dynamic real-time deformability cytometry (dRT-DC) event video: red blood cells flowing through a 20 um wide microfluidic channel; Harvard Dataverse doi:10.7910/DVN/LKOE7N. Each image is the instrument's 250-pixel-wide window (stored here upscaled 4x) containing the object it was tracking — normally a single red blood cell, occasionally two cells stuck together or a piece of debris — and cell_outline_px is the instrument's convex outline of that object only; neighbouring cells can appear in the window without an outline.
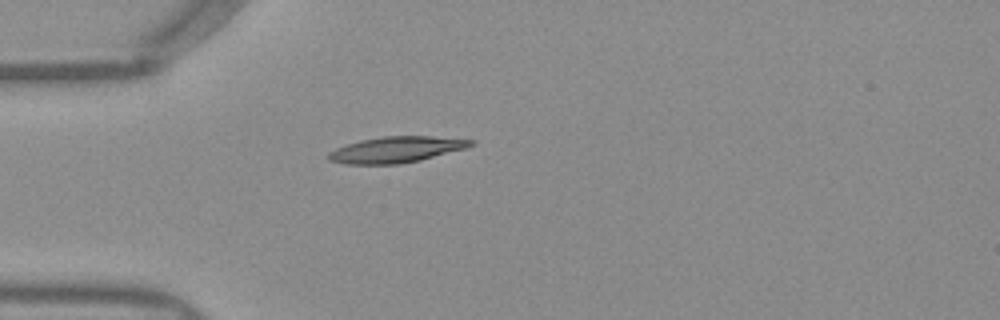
{"species": "Egyptian fruit bat (a non-hibernating species)", "species_latin": "Rousettus aegyptiacus", "temperature_condition": "warm", "stored_images_in_passage": 38, "camera_frame_rate_fps": 3000, "um_per_image_px": 0.085, "frame": {"image": 1, "passage_image": 1, "time_ms": 0.0, "image_size_px": [1000, 320], "cell_outline_px": [[476, 144], [464, 148], [420, 160], [400, 164], [344, 164], [328, 160], [328, 152], [344, 144], [360, 140], [384, 136], [432, 136], [476, 140]], "centroid_in_image_um": [33.65, 12.71], "position_along_channel_um": 51.4, "area_um2": 21.62}}
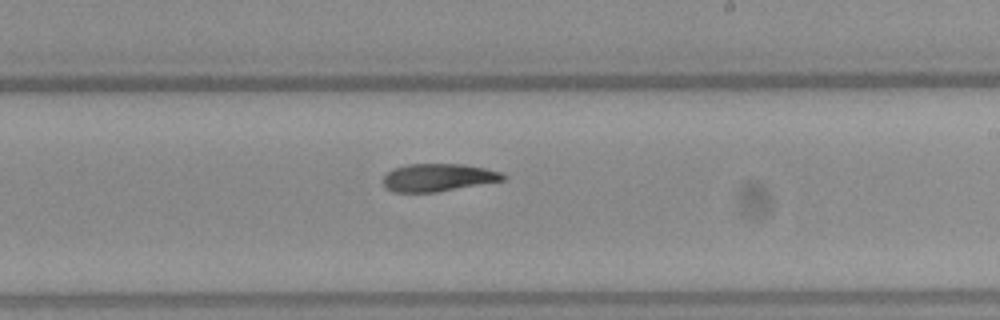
{"frame": {"image": 2, "passage_image": 17, "time_ms": 5.333, "image_size_px": [1000, 320], "cell_outline_px": [[508, 176], [504, 180], [436, 192], [392, 192], [384, 188], [384, 176], [392, 168], [408, 164], [464, 164], [484, 168], [500, 172]], "centroid_in_image_um": [37.21, 15.09], "position_along_channel_um": 251.8, "area_um2": 19.36}}
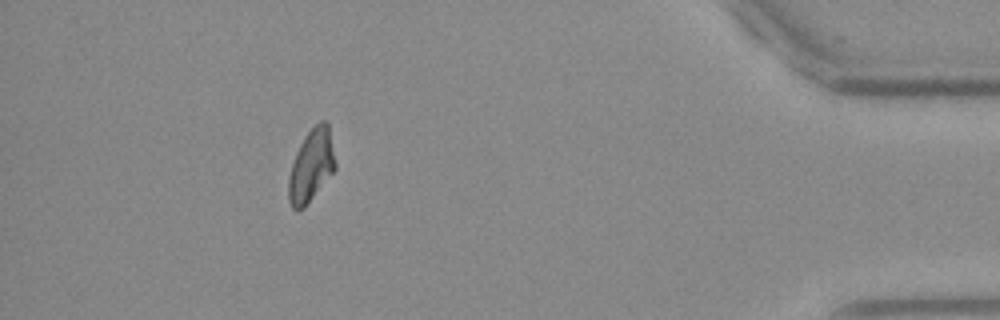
{"frame": {"image": 3, "passage_image": 33, "time_ms": 10.667, "image_size_px": [1000, 320], "cell_outline_px": [[336, 168], [304, 208], [296, 212], [292, 208], [288, 200], [288, 180], [292, 164], [296, 152], [304, 136], [320, 120], [324, 120], [328, 124], [336, 164]], "centroid_in_image_um": [26.44, 14.1], "position_along_channel_um": 408.8, "area_um2": 19.59}}